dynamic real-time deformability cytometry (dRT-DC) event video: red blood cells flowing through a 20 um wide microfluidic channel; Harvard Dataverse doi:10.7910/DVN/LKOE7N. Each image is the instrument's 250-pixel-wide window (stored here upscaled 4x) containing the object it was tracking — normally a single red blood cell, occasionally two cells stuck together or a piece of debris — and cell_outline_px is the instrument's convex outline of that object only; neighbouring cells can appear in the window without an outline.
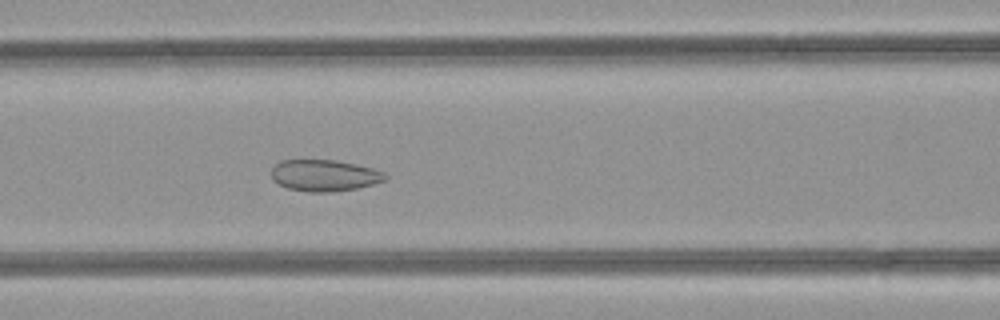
{"species": "common noctule bat (a hibernating species)", "species_latin": "Nyctalus noctula", "temperature_condition": "room temperature", "stored_images_in_passage": 38, "camera_frame_rate_fps": 3000, "um_per_image_px": 0.085, "animal": {"sex": "female", "body_mass_g": 21.9}, "frame": {"image": 1, "passage_image": 12, "time_ms": 3.667, "image_size_px": [1000, 320], "cell_outline_px": [[388, 176], [384, 180], [372, 184], [356, 188], [332, 192], [308, 192], [288, 188], [272, 180], [272, 168], [280, 160], [336, 160], [356, 164], [372, 168], [384, 172]], "centroid_in_image_um": [27.56, 14.91], "position_along_channel_um": 139.0, "area_um2": 20.81}}
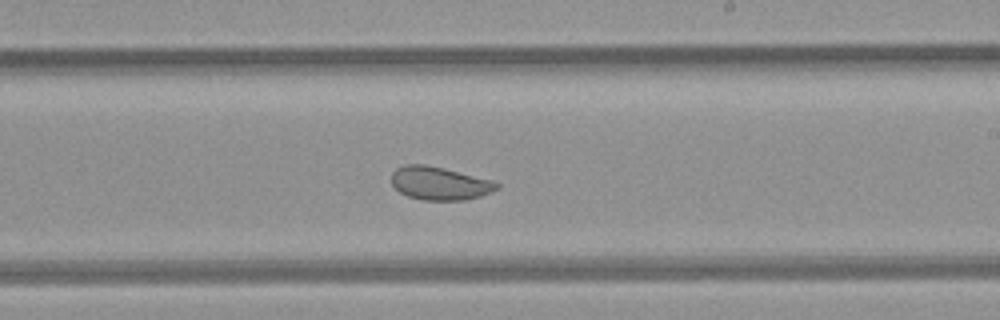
{"frame": {"image": 2, "passage_image": 20, "time_ms": 6.333, "image_size_px": [1000, 320], "cell_outline_px": [[500, 188], [492, 192], [480, 196], [464, 200], [420, 200], [408, 196], [400, 192], [392, 184], [392, 172], [396, 168], [404, 164], [424, 164], [444, 168], [492, 180], [500, 184]], "centroid_in_image_um": [37.37, 15.58], "position_along_channel_um": 251.6, "area_um2": 20.46}}
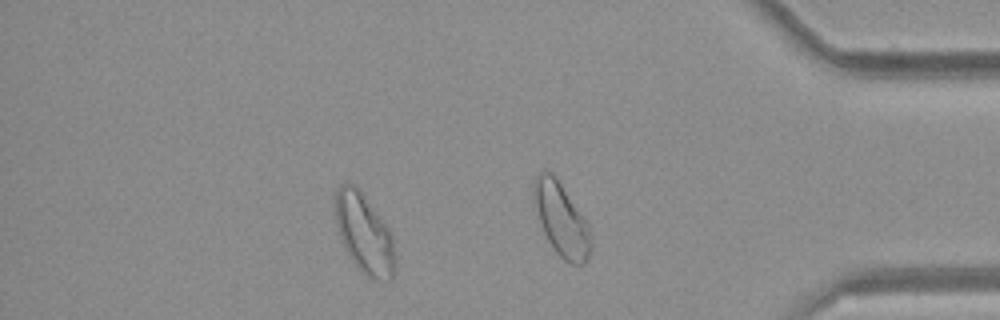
{"frame": {"image": 3, "passage_image": 31, "time_ms": 10.0, "image_size_px": [1000, 320], "cell_outline_px": [[396, 272], [392, 280], [372, 280], [364, 276], [360, 272], [344, 248], [336, 224], [336, 188], [340, 184], [352, 184], [360, 192], [376, 212], [388, 228], [392, 236], [396, 260]], "centroid_in_image_um": [30.99, 19.96], "position_along_channel_um": 404.2, "area_um2": 27.63}, "authors_computed_cell_mechanics": {"area_um2": 24.1893, "velocity_mm_per_s": 4.2361, "shape_relaxation_time_tau1_ms": null, "shape_relaxation_time_tau2_ms": 0.9359, "deformation_change_tau1": null, "deformation_change_tau2": 0.0631}}